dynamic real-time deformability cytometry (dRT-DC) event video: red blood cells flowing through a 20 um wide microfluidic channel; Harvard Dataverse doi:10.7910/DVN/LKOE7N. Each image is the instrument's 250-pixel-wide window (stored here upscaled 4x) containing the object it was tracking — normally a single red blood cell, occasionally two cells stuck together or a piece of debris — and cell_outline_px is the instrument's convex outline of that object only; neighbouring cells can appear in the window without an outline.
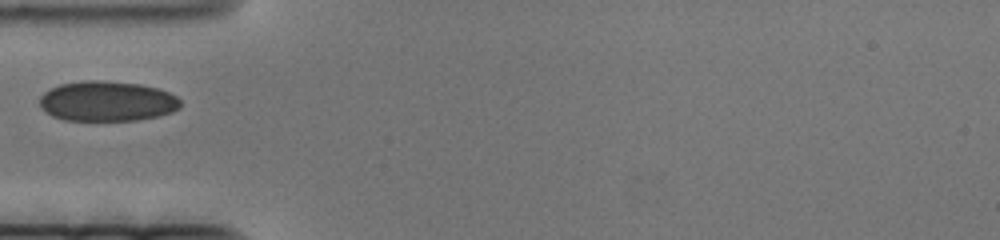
{"species": "human", "species_latin": "Homo sapiens", "temperature_condition": "cold", "stored_images_in_passage": 54, "camera_frame_rate_fps": 3000, "um_per_image_px": 0.085, "donor": {"sex": "female"}, "frame": {"image": 1, "passage_image": 1, "time_ms": 0.0, "image_size_px": [1000, 240], "cell_outline_px": [[180, 108], [172, 112], [160, 116], [136, 120], [64, 120], [52, 116], [40, 108], [40, 96], [44, 92], [60, 84], [84, 80], [100, 80], [140, 84], [156, 88], [168, 92], [176, 96], [180, 100]], "centroid_in_image_um": [9.1, 8.6], "position_along_channel_um": 75.9, "area_um2": 33.0}}
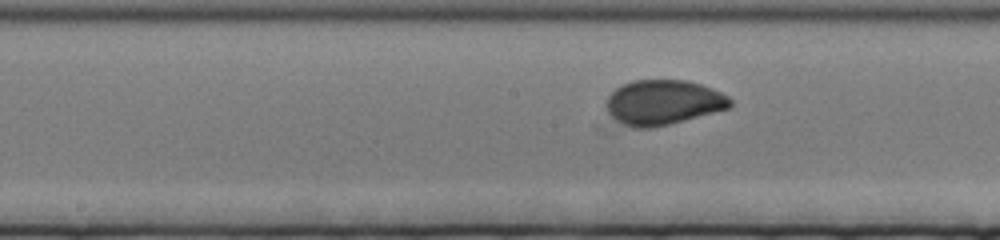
{"frame": {"image": 2, "passage_image": 15, "time_ms": 4.667, "image_size_px": [1000, 240], "cell_outline_px": [[732, 108], [652, 128], [632, 128], [616, 120], [608, 112], [608, 96], [616, 88], [632, 80], [688, 80], [712, 88], [728, 96], [732, 100]], "centroid_in_image_um": [56.41, 8.7], "position_along_channel_um": 191.8, "area_um2": 32.31}}
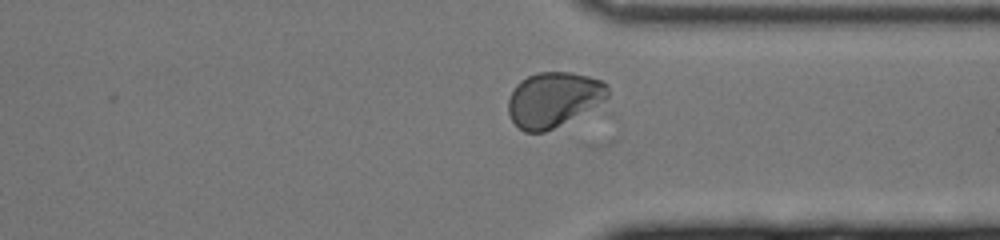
{"frame": {"image": 3, "passage_image": 36, "time_ms": 11.667, "image_size_px": [1000, 240], "cell_outline_px": [[608, 96], [604, 104], [544, 132], [524, 132], [512, 120], [508, 112], [508, 100], [516, 84], [520, 80], [536, 72], [568, 72], [588, 76], [600, 80], [608, 84]], "centroid_in_image_um": [47.08, 8.45], "position_along_channel_um": 364.3, "area_um2": 32.08}}